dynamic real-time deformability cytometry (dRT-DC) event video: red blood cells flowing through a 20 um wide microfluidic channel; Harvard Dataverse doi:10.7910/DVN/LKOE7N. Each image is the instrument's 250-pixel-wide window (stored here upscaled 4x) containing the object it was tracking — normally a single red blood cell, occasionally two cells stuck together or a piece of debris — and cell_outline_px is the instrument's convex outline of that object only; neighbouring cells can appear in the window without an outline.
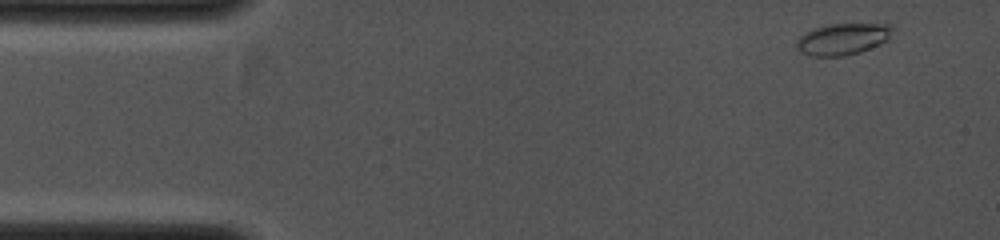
{"species": "common noctule bat (a hibernating species)", "species_latin": "Nyctalus noctula", "temperature_condition": "cold", "stored_images_in_passage": 27, "camera_frame_rate_fps": 4000, "um_per_image_px": 0.085, "animal": {"sex": "female", "body_mass_g": 19.0, "forearm_length_mm": 53.3}, "frame": {"image": 1, "passage_image": 1, "time_ms": 0.0, "image_size_px": [1000, 240], "cell_outline_px": [[892, 28], [888, 40], [880, 44], [860, 52], [844, 56], [812, 56], [800, 52], [796, 48], [796, 40], [800, 36], [816, 28], [828, 24], [892, 24]], "centroid_in_image_um": [71.62, 3.33], "position_along_channel_um": 13.4, "area_um2": 17.51}}
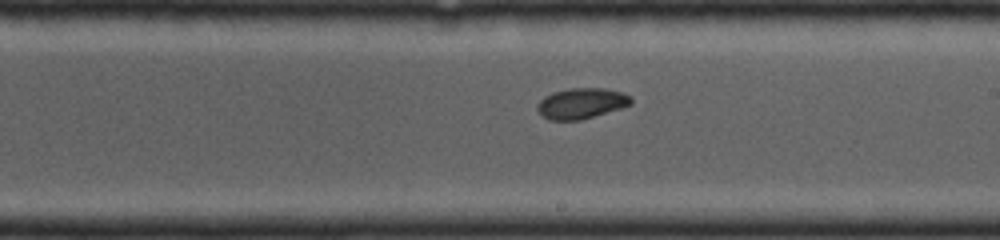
{"frame": {"image": 2, "passage_image": 16, "time_ms": 5.75, "image_size_px": [1000, 240], "cell_outline_px": [[632, 104], [620, 108], [580, 120], [548, 120], [536, 108], [536, 104], [544, 96], [552, 92], [568, 88], [604, 88], [620, 92], [632, 96]], "centroid_in_image_um": [49.4, 8.77], "position_along_channel_um": 239.6, "area_um2": 16.7}}
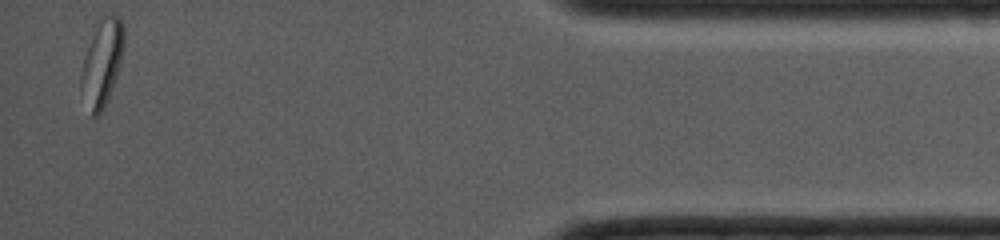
{"frame": {"image": 3, "passage_image": 27, "time_ms": 10.0, "image_size_px": [1000, 240], "cell_outline_px": [[124, 48], [108, 96], [100, 112], [96, 116], [92, 116], [80, 92], [80, 72], [84, 56], [88, 44], [96, 28], [104, 16], [112, 12], [120, 16], [124, 28]], "centroid_in_image_um": [8.65, 5.28], "position_along_channel_um": 426.6, "area_um2": 21.1}}